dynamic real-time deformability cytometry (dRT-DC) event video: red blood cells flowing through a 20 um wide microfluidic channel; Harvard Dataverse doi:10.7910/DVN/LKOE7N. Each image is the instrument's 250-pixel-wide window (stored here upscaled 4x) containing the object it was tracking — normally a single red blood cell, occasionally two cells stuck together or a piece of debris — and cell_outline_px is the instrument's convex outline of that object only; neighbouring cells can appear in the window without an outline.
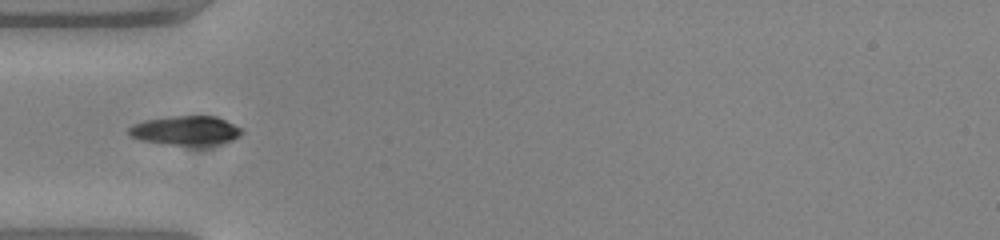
{"species": "common noctule bat (a hibernating species)", "species_latin": "Nyctalus noctula", "temperature_condition": "warm", "stored_images_in_passage": 3, "camera_frame_rate_fps": 3000, "um_per_image_px": 0.085, "animal": {"sex": "female", "body_mass_g": 23.0, "forearm_length_mm": 53.4}, "frame": {"image": 1, "passage_image": 1, "time_ms": 0.0, "image_size_px": [1000, 240], "cell_outline_px": [[244, 132], [240, 136], [232, 140], [208, 148], [196, 148], [140, 140], [132, 136], [128, 132], [128, 128], [132, 124], [144, 120], [172, 116], [216, 116], [244, 128]], "centroid_in_image_um": [15.87, 11.13], "position_along_channel_um": 69.1, "area_um2": 20.11}}